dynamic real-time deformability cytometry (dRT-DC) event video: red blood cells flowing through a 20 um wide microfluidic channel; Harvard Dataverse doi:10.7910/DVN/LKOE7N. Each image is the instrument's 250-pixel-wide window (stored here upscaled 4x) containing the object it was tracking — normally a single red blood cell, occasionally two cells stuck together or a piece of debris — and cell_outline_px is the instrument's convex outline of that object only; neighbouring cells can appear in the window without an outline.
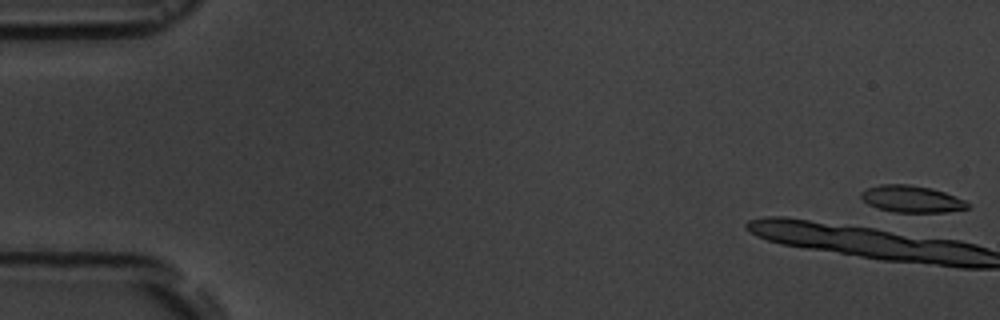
{"species": "common noctule bat (a hibernating species)", "species_latin": "Nyctalus noctula", "temperature_condition": "room temperature", "stored_images_in_passage": 5, "camera_frame_rate_fps": 3000, "um_per_image_px": 0.085, "animal": {"sex": "male", "body_mass_g": 19.5, "forearm_length_mm": 54.6}, "frame": {"image": 1, "passage_image": 1, "time_ms": 0.0, "image_size_px": [1000, 320], "cell_outline_px": [[968, 208], [948, 212], [892, 212], [876, 208], [868, 204], [860, 196], [860, 192], [868, 188], [880, 184], [908, 184], [932, 188], [956, 196], [964, 200], [968, 204]], "centroid_in_image_um": [77.47, 16.91], "position_along_channel_um": 7.5, "area_um2": 16.7}}